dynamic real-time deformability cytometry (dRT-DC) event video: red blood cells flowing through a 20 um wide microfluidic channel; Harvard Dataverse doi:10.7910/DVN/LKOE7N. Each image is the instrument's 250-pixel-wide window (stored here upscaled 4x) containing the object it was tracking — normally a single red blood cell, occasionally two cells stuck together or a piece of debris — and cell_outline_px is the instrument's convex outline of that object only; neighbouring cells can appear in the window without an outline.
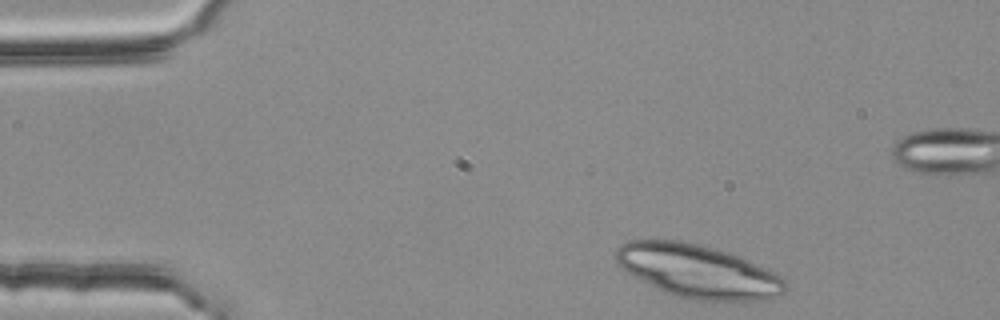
{"species": "common noctule bat (a hibernating species)", "species_latin": "Nyctalus noctula", "temperature_condition": "room temperature", "stored_images_in_passage": 3, "camera_frame_rate_fps": 3000, "um_per_image_px": 0.085, "animal": {"sex": "female", "body_mass_g": 25.1}, "frame": {"image": 1, "passage_image": 1, "time_ms": 0.0, "image_size_px": [1000, 320], "cell_outline_px": [[788, 288], [780, 296], [764, 300], [696, 300], [676, 296], [664, 292], [620, 268], [616, 264], [616, 252], [620, 244], [628, 240], [684, 240], [728, 252], [748, 260], [776, 272], [788, 280]], "centroid_in_image_um": [59.36, 23.05], "position_along_channel_um": 25.6, "area_um2": 52.77}}